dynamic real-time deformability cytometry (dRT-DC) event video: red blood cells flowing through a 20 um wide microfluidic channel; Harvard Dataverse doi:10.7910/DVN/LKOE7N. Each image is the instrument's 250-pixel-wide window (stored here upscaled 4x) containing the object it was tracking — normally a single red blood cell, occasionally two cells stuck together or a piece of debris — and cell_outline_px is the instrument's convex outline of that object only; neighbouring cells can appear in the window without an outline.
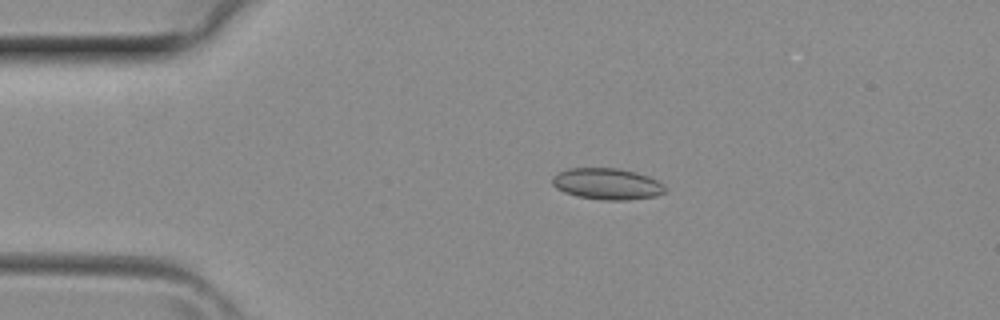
{"species": "common noctule bat (a hibernating species)", "species_latin": "Nyctalus noctula", "temperature_condition": "room temperature", "stored_images_in_passage": 38, "camera_frame_rate_fps": 3000, "um_per_image_px": 0.085, "animal": {"sex": "female", "body_mass_g": 29.2, "forearm_length_mm": 56.3}, "frame": {"image": 1, "passage_image": 7, "time_ms": 2.0, "image_size_px": [1000, 320], "cell_outline_px": [[664, 192], [656, 196], [628, 200], [604, 200], [576, 196], [564, 192], [556, 188], [552, 184], [552, 176], [568, 168], [620, 168], [636, 172], [648, 176], [664, 184]], "centroid_in_image_um": [51.59, 15.63], "position_along_channel_um": 33.4, "area_um2": 20.63}}
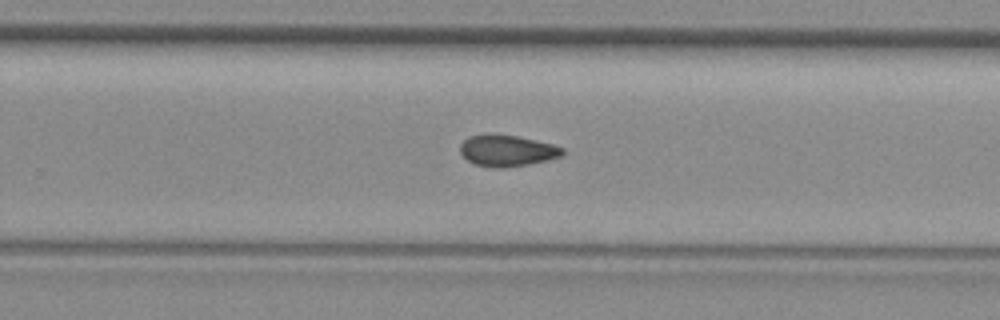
{"frame": {"image": 2, "passage_image": 24, "time_ms": 7.667, "image_size_px": [1000, 320], "cell_outline_px": [[564, 156], [548, 160], [508, 168], [496, 168], [476, 164], [468, 160], [460, 152], [460, 144], [468, 136], [516, 136], [552, 144], [564, 148]], "centroid_in_image_um": [43.15, 12.84], "position_along_channel_um": 286.7, "area_um2": 18.26}}
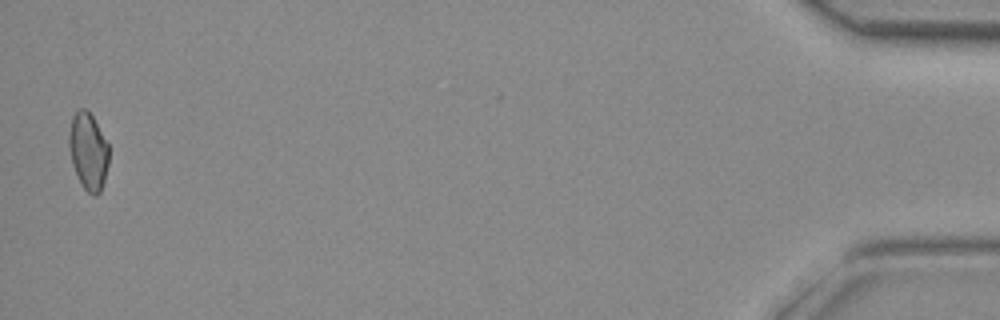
{"frame": {"image": 3, "passage_image": 38, "time_ms": 12.333, "image_size_px": [1000, 320], "cell_outline_px": [[108, 164], [104, 180], [100, 192], [96, 196], [92, 196], [84, 188], [72, 164], [68, 144], [68, 136], [72, 116], [80, 108], [84, 108], [92, 116], [108, 144]], "centroid_in_image_um": [7.49, 12.86], "position_along_channel_um": 427.7, "area_um2": 17.69}}